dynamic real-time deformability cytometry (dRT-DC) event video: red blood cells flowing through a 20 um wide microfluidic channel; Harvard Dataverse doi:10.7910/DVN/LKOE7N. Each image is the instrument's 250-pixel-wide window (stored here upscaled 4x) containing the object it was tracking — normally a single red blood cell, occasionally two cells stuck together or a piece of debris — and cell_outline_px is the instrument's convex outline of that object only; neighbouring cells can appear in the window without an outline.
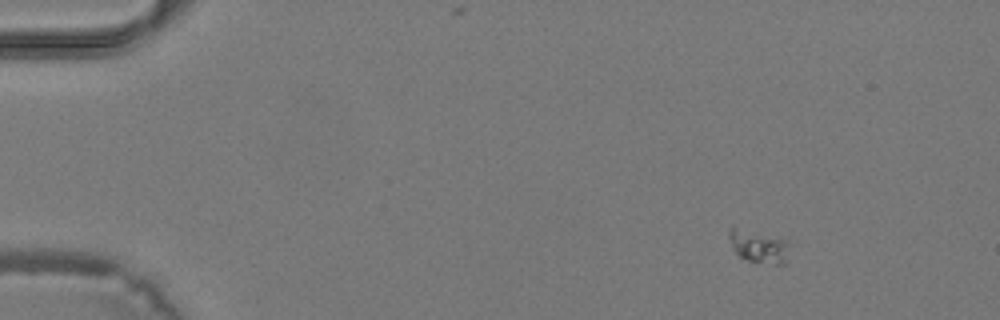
{"species": "common noctule bat (a hibernating species)", "species_latin": "Nyctalus noctula", "temperature_condition": "warm", "stored_images_in_passage": 37, "camera_frame_rate_fps": 3000, "um_per_image_px": 0.085, "animal": {"sex": "male", "body_mass_g": 19.2, "forearm_length_mm": 51.8}, "frame": {"image": 1, "passage_image": 1, "time_ms": 0.0, "image_size_px": [1000, 320], "cell_outline_px": [[792, 244], [784, 264], [776, 264], [748, 260], [740, 256], [732, 248], [728, 236], [728, 228], [732, 224], [788, 240]], "centroid_in_image_um": [64.47, 20.87], "position_along_channel_um": 20.5, "area_um2": 12.02}}
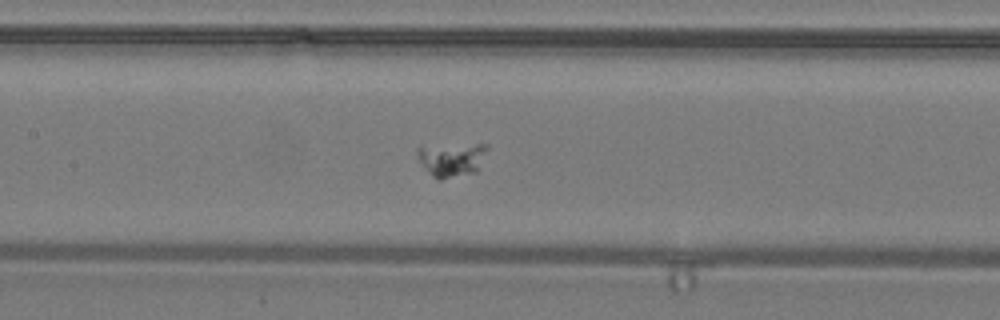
{"frame": {"image": 2, "passage_image": 16, "time_ms": 5.0, "image_size_px": [1000, 320], "cell_outline_px": [[488, 148], [476, 172], [440, 180], [432, 176], [424, 168], [416, 156], [416, 148], [476, 144], [488, 144]], "centroid_in_image_um": [38.38, 13.58], "position_along_channel_um": 169.0, "area_um2": 13.47}}
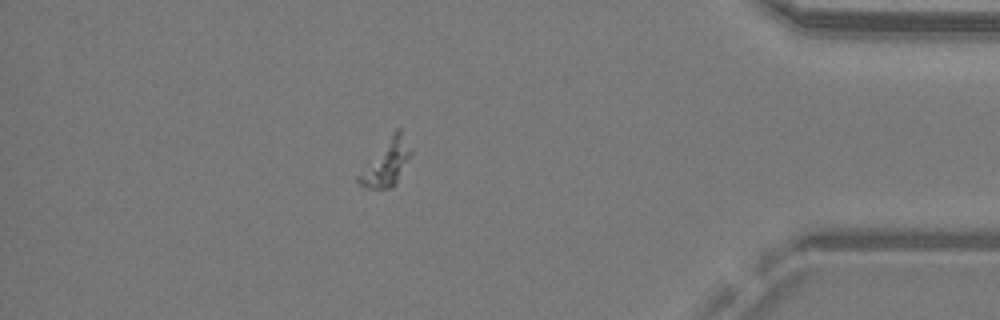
{"frame": {"image": 3, "passage_image": 32, "time_ms": 10.333, "image_size_px": [1000, 320], "cell_outline_px": [[412, 156], [396, 184], [392, 188], [364, 188], [356, 180], [356, 176], [392, 132], [396, 128], [400, 128], [412, 152]], "centroid_in_image_um": [32.86, 13.86], "position_along_channel_um": 402.3, "area_um2": 14.05}}